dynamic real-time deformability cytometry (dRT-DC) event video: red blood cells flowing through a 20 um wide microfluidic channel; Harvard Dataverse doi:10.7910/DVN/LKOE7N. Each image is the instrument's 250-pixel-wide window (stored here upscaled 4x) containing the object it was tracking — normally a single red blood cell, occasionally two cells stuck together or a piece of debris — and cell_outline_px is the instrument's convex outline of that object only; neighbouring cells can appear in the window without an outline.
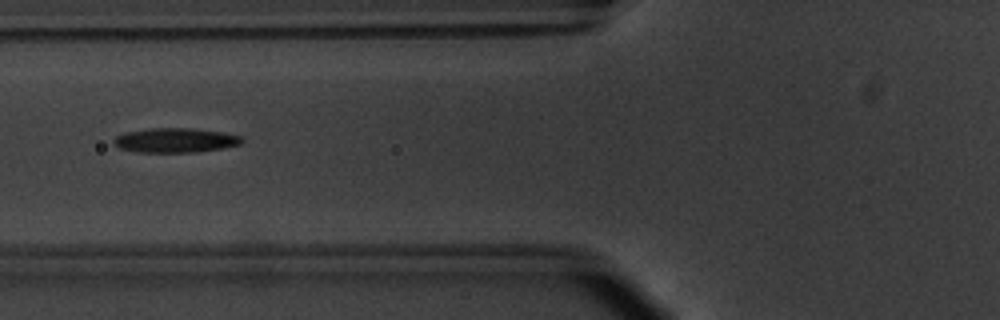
{"species": "common noctule bat (a hibernating species)", "species_latin": "Nyctalus noctula", "temperature_condition": "warm", "stored_images_in_passage": 29, "camera_frame_rate_fps": 3000, "um_per_image_px": 0.085, "animal": {"sex": "male", "body_mass_g": 20.1, "forearm_length_mm": 53.5}, "frame": {"image": 1, "passage_image": 5, "time_ms": 1.333, "image_size_px": [1000, 320], "cell_outline_px": [[244, 140], [240, 144], [224, 148], [196, 152], [136, 152], [120, 148], [112, 140], [116, 136], [124, 132], [148, 128], [188, 128], [220, 132], [240, 136]], "centroid_in_image_um": [14.88, 11.92], "position_along_channel_um": 110.9, "area_um2": 18.21}}
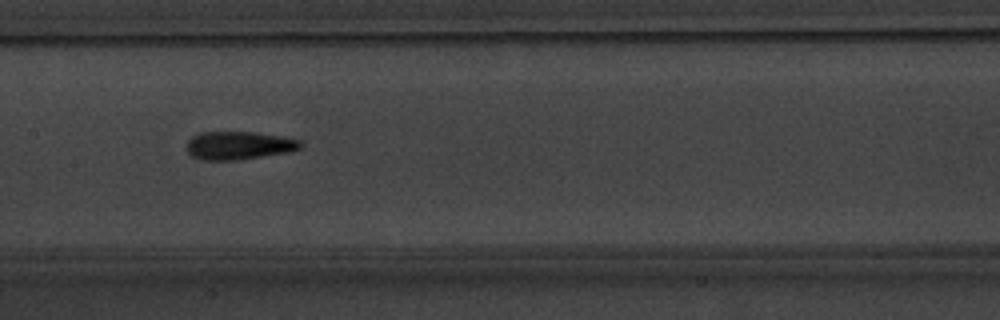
{"frame": {"image": 2, "passage_image": 11, "time_ms": 3.333, "image_size_px": [1000, 320], "cell_outline_px": [[304, 144], [300, 148], [292, 152], [236, 160], [200, 160], [192, 156], [188, 152], [188, 140], [192, 136], [200, 132], [256, 132], [280, 136], [300, 140]], "centroid_in_image_um": [20.33, 12.37], "position_along_channel_um": 187.1, "area_um2": 18.79}}
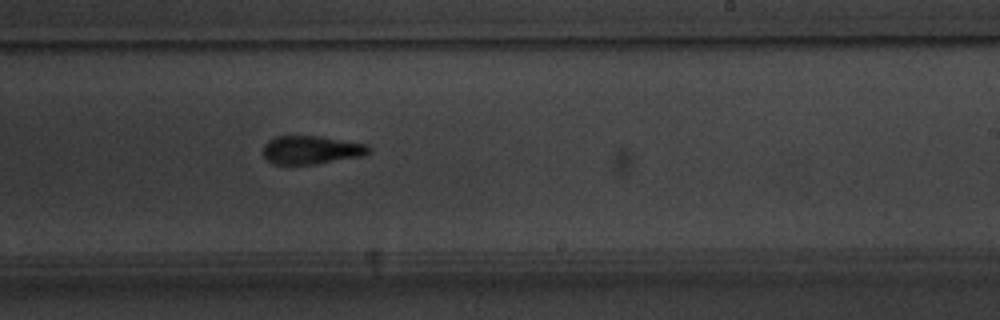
{"frame": {"image": 3, "passage_image": 17, "time_ms": 5.333, "image_size_px": [1000, 320], "cell_outline_px": [[372, 148], [364, 156], [316, 164], [272, 164], [264, 156], [264, 144], [268, 140], [276, 136], [320, 136], [368, 144]], "centroid_in_image_um": [26.49, 12.74], "position_along_channel_um": 262.5, "area_um2": 17.57}, "authors_computed_cell_mechanics": {"area_um2": 18.1492, "velocity_mm_per_s": 3.7841, "shape_relaxation_time_tau1_ms": 3.0383, "shape_relaxation_time_tau2_ms": 2.7504, "deformation_change_tau1": 0.1981, "deformation_change_tau2": 0.1242}}